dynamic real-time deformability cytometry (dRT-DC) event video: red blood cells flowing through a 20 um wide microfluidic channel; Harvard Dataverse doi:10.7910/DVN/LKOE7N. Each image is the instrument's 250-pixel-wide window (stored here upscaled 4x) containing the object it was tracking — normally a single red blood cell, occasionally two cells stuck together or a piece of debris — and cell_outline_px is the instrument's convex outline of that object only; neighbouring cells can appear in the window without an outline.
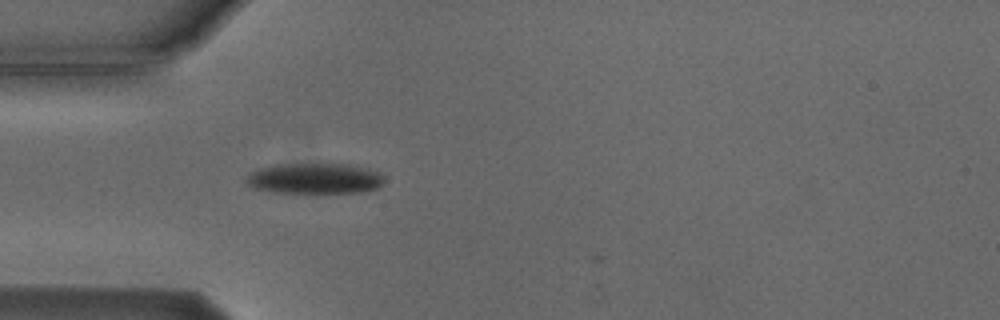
{"species": "Egyptian fruit bat (a non-hibernating species)", "species_latin": "Rousettus aegyptiacus", "temperature_condition": "cold", "stored_images_in_passage": 1, "camera_frame_rate_fps": 3000, "um_per_image_px": 0.085, "animal": {"sex": "male"}, "frame": {"image": 1, "passage_image": 1, "time_ms": 0.0, "image_size_px": [1000, 320], "cell_outline_px": [[384, 180], [376, 188], [360, 192], [316, 196], [272, 192], [252, 188], [244, 180], [252, 172], [260, 168], [272, 164], [348, 164], [380, 172], [384, 176]], "centroid_in_image_um": [26.72, 15.22], "position_along_channel_um": 58.3, "area_um2": 25.72}}